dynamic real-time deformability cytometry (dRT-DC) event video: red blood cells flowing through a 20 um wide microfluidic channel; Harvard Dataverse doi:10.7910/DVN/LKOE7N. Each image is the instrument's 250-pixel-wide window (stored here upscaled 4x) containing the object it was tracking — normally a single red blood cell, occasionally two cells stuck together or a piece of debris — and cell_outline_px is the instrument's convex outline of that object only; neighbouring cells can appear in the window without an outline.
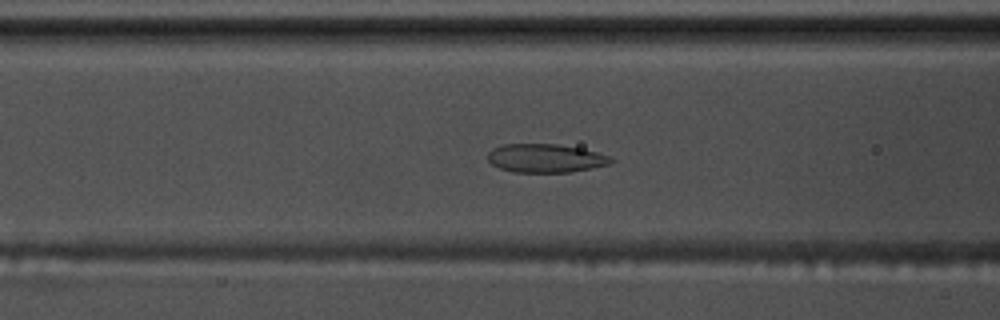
{"species": "common noctule bat (a hibernating species)", "species_latin": "Nyctalus noctula", "temperature_condition": "warm", "stored_images_in_passage": 57, "camera_frame_rate_fps": 3000, "um_per_image_px": 0.085, "animal": {"sex": "male", "body_mass_g": 17.5, "forearm_length_mm": 52.3}, "frame": {"image": 1, "passage_image": 23, "time_ms": 7.333, "image_size_px": [1000, 320], "cell_outline_px": [[616, 160], [608, 164], [592, 168], [572, 172], [512, 172], [500, 168], [492, 164], [488, 160], [488, 152], [492, 148], [504, 144], [556, 144], [580, 148], [596, 152], [608, 156]], "centroid_in_image_um": [46.35, 13.45], "position_along_channel_um": 120.2, "area_um2": 20.46}}
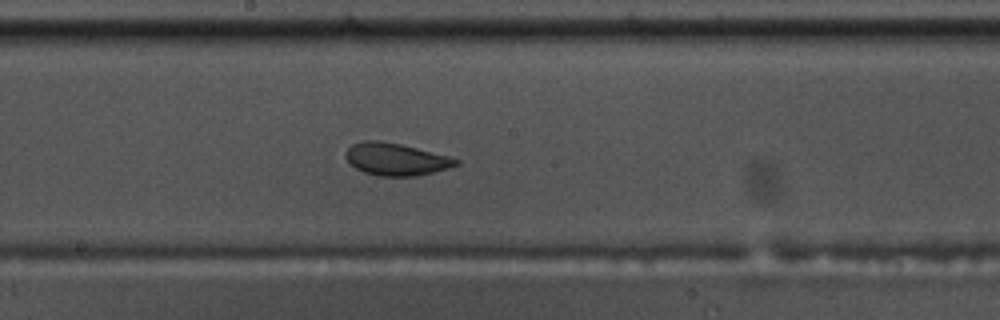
{"frame": {"image": 2, "passage_image": 31, "time_ms": 10.0, "image_size_px": [1000, 320], "cell_outline_px": [[460, 164], [448, 168], [416, 176], [380, 176], [364, 172], [356, 168], [344, 156], [344, 152], [352, 144], [364, 140], [376, 140], [400, 144], [448, 156], [460, 160]], "centroid_in_image_um": [33.64, 13.53], "position_along_channel_um": 214.6, "area_um2": 20.58}}
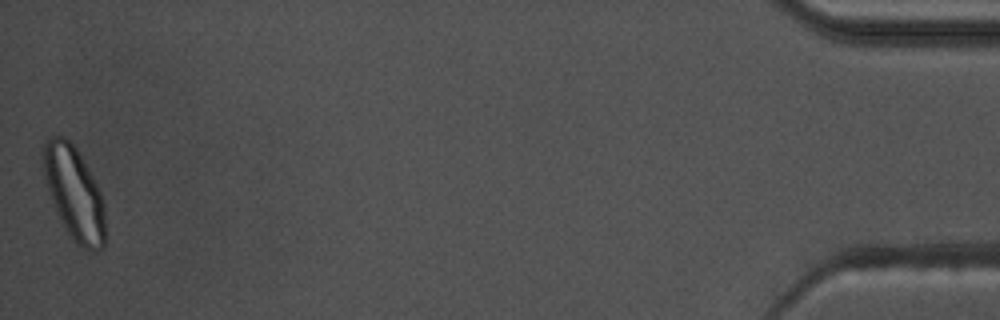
{"frame": {"image": 3, "passage_image": 57, "time_ms": 18.667, "image_size_px": [1000, 320], "cell_outline_px": [[104, 248], [96, 252], [92, 252], [80, 248], [72, 240], [60, 220], [52, 204], [44, 172], [44, 144], [52, 136], [64, 136], [76, 148], [92, 176], [100, 192], [104, 204]], "centroid_in_image_um": [6.32, 16.5], "position_along_channel_um": 428.9, "area_um2": 33.29}, "authors_computed_cell_mechanics": {"area_um2": 23.2356, "velocity_mm_per_s": 3.5474, "shape_relaxation_time_tau1_ms": 10.1941, "shape_relaxation_time_tau2_ms": 1.5541, "deformation_change_tau1": 0.1975, "deformation_change_tau2": 0.0643}}